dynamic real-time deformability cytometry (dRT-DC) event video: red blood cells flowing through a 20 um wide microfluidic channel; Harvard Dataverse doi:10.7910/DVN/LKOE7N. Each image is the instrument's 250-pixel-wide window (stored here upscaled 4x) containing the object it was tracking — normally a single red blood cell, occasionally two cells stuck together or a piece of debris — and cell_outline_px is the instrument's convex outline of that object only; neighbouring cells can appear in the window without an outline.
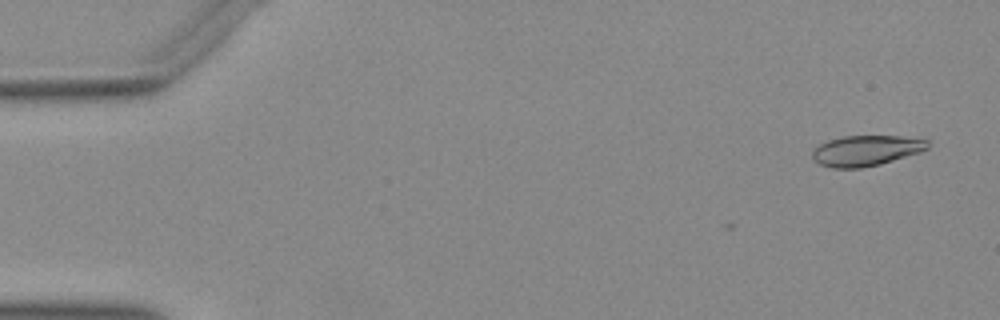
{"species": "Egyptian fruit bat (a non-hibernating species)", "species_latin": "Rousettus aegyptiacus", "temperature_condition": "warm", "stored_images_in_passage": 3, "camera_frame_rate_fps": 3000, "um_per_image_px": 0.085, "animal": {"sex": "female"}, "frame": {"image": 1, "passage_image": 1, "time_ms": 0.0, "image_size_px": [1000, 320], "cell_outline_px": [[928, 148], [920, 152], [880, 164], [860, 168], [832, 168], [820, 164], [812, 160], [812, 152], [820, 144], [828, 140], [844, 136], [900, 136], [928, 140]], "centroid_in_image_um": [73.59, 12.8], "position_along_channel_um": 11.4, "area_um2": 20.4}}